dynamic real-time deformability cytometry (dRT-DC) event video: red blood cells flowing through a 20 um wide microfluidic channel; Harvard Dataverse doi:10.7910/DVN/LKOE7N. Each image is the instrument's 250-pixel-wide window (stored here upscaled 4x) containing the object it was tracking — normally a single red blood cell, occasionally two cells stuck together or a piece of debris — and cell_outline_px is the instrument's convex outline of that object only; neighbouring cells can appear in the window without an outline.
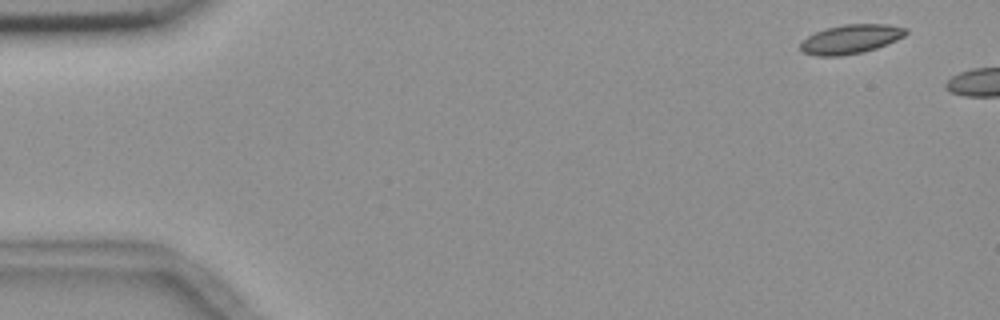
{"species": "common noctule bat (a hibernating species)", "species_latin": "Nyctalus noctula", "temperature_condition": "room temperature", "stored_images_in_passage": 5, "camera_frame_rate_fps": 3000, "um_per_image_px": 0.085, "animal": {"sex": "female", "body_mass_g": 18.4}, "frame": {"image": 1, "passage_image": 1, "time_ms": 0.0, "image_size_px": [1000, 320], "cell_outline_px": [[908, 32], [904, 36], [896, 40], [876, 48], [864, 52], [840, 56], [816, 56], [804, 52], [800, 48], [800, 44], [808, 36], [816, 32], [828, 28], [844, 24], [888, 24], [908, 28]], "centroid_in_image_um": [72.34, 3.32], "position_along_channel_um": 12.7, "area_um2": 17.8}}